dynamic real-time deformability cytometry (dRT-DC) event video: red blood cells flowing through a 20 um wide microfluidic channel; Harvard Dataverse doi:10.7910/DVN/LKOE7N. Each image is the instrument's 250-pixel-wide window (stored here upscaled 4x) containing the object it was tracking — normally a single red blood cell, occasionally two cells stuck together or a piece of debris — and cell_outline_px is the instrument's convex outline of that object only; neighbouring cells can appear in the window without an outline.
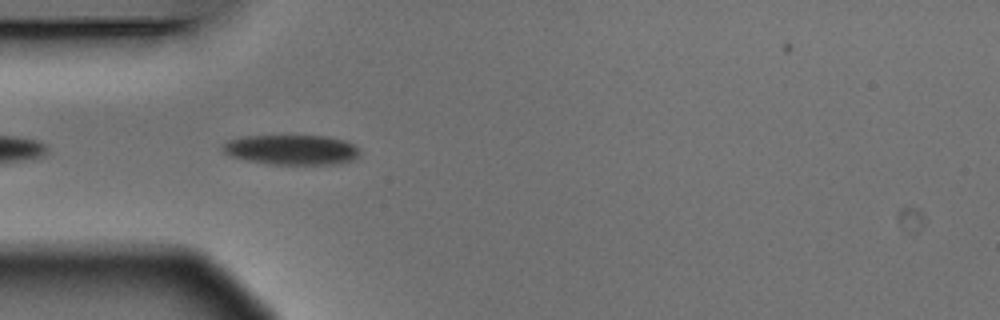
{"species": "Egyptian fruit bat (a non-hibernating species)", "species_latin": "Rousettus aegyptiacus", "temperature_condition": "warm", "stored_images_in_passage": 8, "camera_frame_rate_fps": 3000, "um_per_image_px": 0.085, "animal": {"sex": "male"}, "frame": {"image": 1, "passage_image": 5, "time_ms": 1.333, "image_size_px": [1000, 320], "cell_outline_px": [[360, 152], [352, 160], [336, 164], [268, 164], [248, 160], [232, 156], [224, 152], [220, 148], [228, 140], [240, 136], [328, 136], [344, 140], [352, 144]], "centroid_in_image_um": [24.75, 12.72], "position_along_channel_um": 60.2, "area_um2": 23.76}}
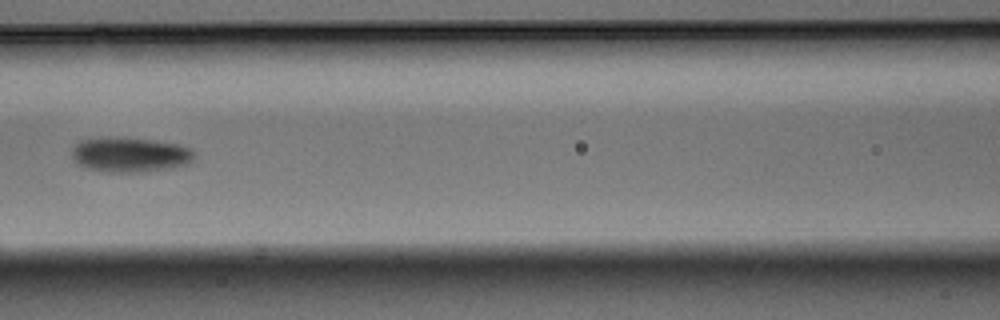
{"frame": {"image": 2, "passage_image": 7, "time_ms": 2.0, "image_size_px": [1000, 320], "cell_outline_px": [[196, 160], [188, 164], [168, 168], [144, 172], [108, 172], [84, 168], [76, 164], [72, 160], [72, 148], [80, 140], [152, 140], [180, 144], [192, 148], [196, 152]], "centroid_in_image_um": [11.12, 13.2], "position_along_channel_um": 155.5, "area_um2": 24.45}}
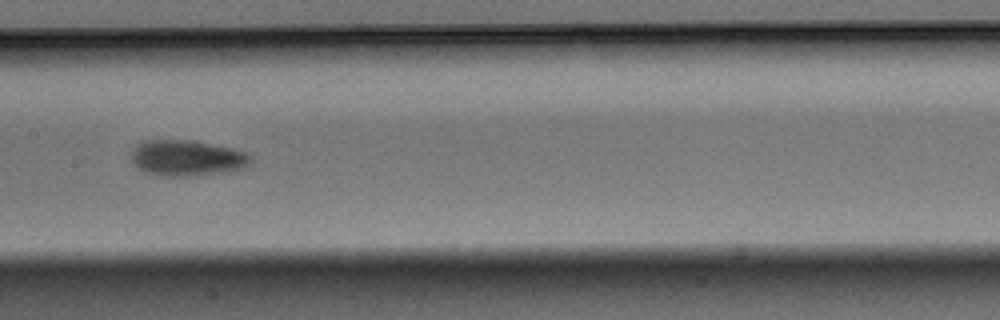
{"frame": {"image": 3, "passage_image": 8, "time_ms": 2.333, "image_size_px": [1000, 320], "cell_outline_px": [[252, 164], [248, 168], [224, 172], [188, 176], [160, 176], [136, 168], [132, 164], [132, 152], [136, 144], [144, 140], [196, 140], [232, 148], [244, 152], [252, 156]], "centroid_in_image_um": [15.92, 13.43], "position_along_channel_um": 191.5, "area_um2": 25.32}}